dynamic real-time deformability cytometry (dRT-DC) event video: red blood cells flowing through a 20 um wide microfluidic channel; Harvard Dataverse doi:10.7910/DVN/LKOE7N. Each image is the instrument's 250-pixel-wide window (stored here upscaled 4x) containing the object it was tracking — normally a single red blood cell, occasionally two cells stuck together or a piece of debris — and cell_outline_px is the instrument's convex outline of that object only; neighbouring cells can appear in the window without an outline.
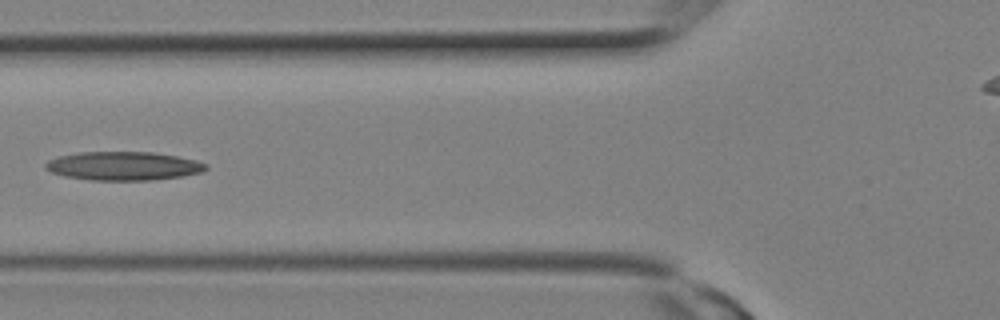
{"species": "Egyptian fruit bat (a non-hibernating species)", "species_latin": "Rousettus aegyptiacus", "temperature_condition": "room temperature", "stored_images_in_passage": 13, "camera_frame_rate_fps": 3000, "um_per_image_px": 0.085, "animal": {"sex": "female"}, "frame": {"image": 1, "passage_image": 8, "time_ms": 2.333, "image_size_px": [1000, 320], "cell_outline_px": [[208, 168], [204, 172], [184, 176], [152, 180], [92, 180], [64, 176], [52, 172], [44, 168], [44, 164], [48, 160], [56, 156], [80, 152], [152, 152], [176, 156], [196, 160], [208, 164]], "centroid_in_image_um": [10.5, 14.11], "position_along_channel_um": 115.3, "area_um2": 26.99}}
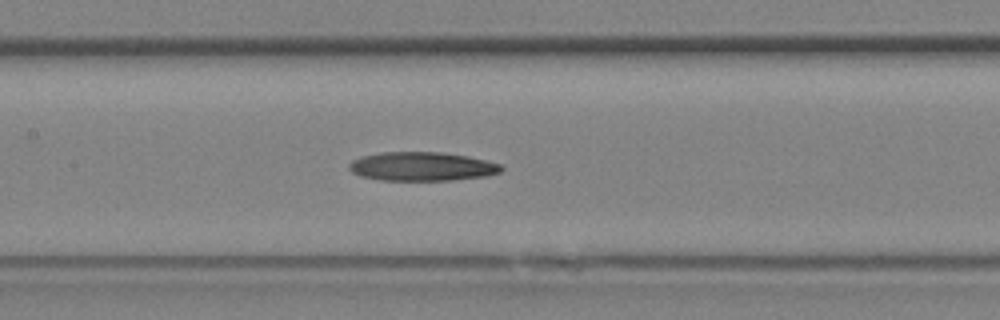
{"frame": {"image": 2, "passage_image": 10, "time_ms": 3.0, "image_size_px": [1000, 320], "cell_outline_px": [[504, 168], [500, 172], [484, 176], [452, 180], [380, 180], [360, 176], [352, 172], [348, 168], [348, 164], [352, 160], [360, 156], [384, 152], [440, 152], [468, 156], [500, 164]], "centroid_in_image_um": [35.82, 14.15], "position_along_channel_um": 171.6, "area_um2": 25.55}}